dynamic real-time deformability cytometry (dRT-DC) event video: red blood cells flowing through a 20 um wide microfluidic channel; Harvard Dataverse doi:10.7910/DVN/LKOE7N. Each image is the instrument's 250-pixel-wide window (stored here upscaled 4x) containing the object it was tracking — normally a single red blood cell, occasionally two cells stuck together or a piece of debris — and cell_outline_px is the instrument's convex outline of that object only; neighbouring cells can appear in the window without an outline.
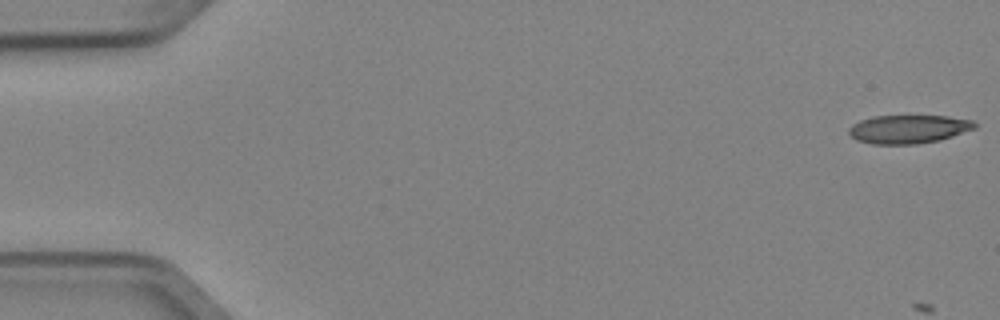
{"species": "Egyptian fruit bat (a non-hibernating species)", "species_latin": "Rousettus aegyptiacus", "temperature_condition": "cold", "stored_images_in_passage": 5, "camera_frame_rate_fps": 3000, "um_per_image_px": 0.085, "animal": {"sex": "female"}, "frame": {"image": 1, "passage_image": 1, "time_ms": 0.0, "image_size_px": [1000, 320], "cell_outline_px": [[976, 128], [940, 140], [916, 144], [872, 144], [856, 140], [848, 132], [848, 128], [852, 124], [860, 120], [872, 116], [948, 116], [972, 120], [976, 124]], "centroid_in_image_um": [77.2, 10.97], "position_along_channel_um": 7.8, "area_um2": 20.92}}